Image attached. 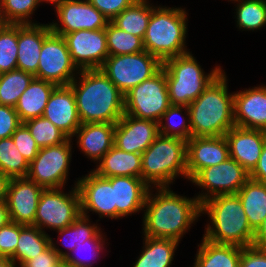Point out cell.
<instances>
[{
	"instance_id": "6da1fadb",
	"label": "cell",
	"mask_w": 266,
	"mask_h": 267,
	"mask_svg": "<svg viewBox=\"0 0 266 267\" xmlns=\"http://www.w3.org/2000/svg\"><path fill=\"white\" fill-rule=\"evenodd\" d=\"M171 187H150L141 219V234L181 243L184 235L200 221L201 203L195 195L187 197Z\"/></svg>"
},
{
	"instance_id": "7a4b0ae2",
	"label": "cell",
	"mask_w": 266,
	"mask_h": 267,
	"mask_svg": "<svg viewBox=\"0 0 266 267\" xmlns=\"http://www.w3.org/2000/svg\"><path fill=\"white\" fill-rule=\"evenodd\" d=\"M84 123H117L124 114V94L101 69L80 70L69 84Z\"/></svg>"
},
{
	"instance_id": "3957f363",
	"label": "cell",
	"mask_w": 266,
	"mask_h": 267,
	"mask_svg": "<svg viewBox=\"0 0 266 267\" xmlns=\"http://www.w3.org/2000/svg\"><path fill=\"white\" fill-rule=\"evenodd\" d=\"M225 70L188 106L192 137L225 136L234 124V92Z\"/></svg>"
},
{
	"instance_id": "277c9868",
	"label": "cell",
	"mask_w": 266,
	"mask_h": 267,
	"mask_svg": "<svg viewBox=\"0 0 266 267\" xmlns=\"http://www.w3.org/2000/svg\"><path fill=\"white\" fill-rule=\"evenodd\" d=\"M207 215L203 238L218 244L241 247L253 245L251 229L237 194H221L201 203V216ZM209 220V221H208Z\"/></svg>"
},
{
	"instance_id": "5b68a950",
	"label": "cell",
	"mask_w": 266,
	"mask_h": 267,
	"mask_svg": "<svg viewBox=\"0 0 266 267\" xmlns=\"http://www.w3.org/2000/svg\"><path fill=\"white\" fill-rule=\"evenodd\" d=\"M182 6L154 5L145 36L144 49L162 63L172 57L188 53V13Z\"/></svg>"
},
{
	"instance_id": "8992f818",
	"label": "cell",
	"mask_w": 266,
	"mask_h": 267,
	"mask_svg": "<svg viewBox=\"0 0 266 267\" xmlns=\"http://www.w3.org/2000/svg\"><path fill=\"white\" fill-rule=\"evenodd\" d=\"M187 141L158 135L141 154V178L150 187L173 186L175 180L187 181Z\"/></svg>"
},
{
	"instance_id": "52a82bcc",
	"label": "cell",
	"mask_w": 266,
	"mask_h": 267,
	"mask_svg": "<svg viewBox=\"0 0 266 267\" xmlns=\"http://www.w3.org/2000/svg\"><path fill=\"white\" fill-rule=\"evenodd\" d=\"M192 51L162 63L171 105L189 106L223 71L219 64L205 72Z\"/></svg>"
},
{
	"instance_id": "ba28073f",
	"label": "cell",
	"mask_w": 266,
	"mask_h": 267,
	"mask_svg": "<svg viewBox=\"0 0 266 267\" xmlns=\"http://www.w3.org/2000/svg\"><path fill=\"white\" fill-rule=\"evenodd\" d=\"M44 189L38 201L34 226L43 232L56 231L72 224L81 215L79 191L76 185Z\"/></svg>"
},
{
	"instance_id": "9c48e42d",
	"label": "cell",
	"mask_w": 266,
	"mask_h": 267,
	"mask_svg": "<svg viewBox=\"0 0 266 267\" xmlns=\"http://www.w3.org/2000/svg\"><path fill=\"white\" fill-rule=\"evenodd\" d=\"M163 67L124 95V114L158 123L170 106Z\"/></svg>"
},
{
	"instance_id": "30bf717a",
	"label": "cell",
	"mask_w": 266,
	"mask_h": 267,
	"mask_svg": "<svg viewBox=\"0 0 266 267\" xmlns=\"http://www.w3.org/2000/svg\"><path fill=\"white\" fill-rule=\"evenodd\" d=\"M72 145L71 138H67L63 143L40 148L29 164L27 178L44 189L65 187L70 180Z\"/></svg>"
},
{
	"instance_id": "8fae6325",
	"label": "cell",
	"mask_w": 266,
	"mask_h": 267,
	"mask_svg": "<svg viewBox=\"0 0 266 267\" xmlns=\"http://www.w3.org/2000/svg\"><path fill=\"white\" fill-rule=\"evenodd\" d=\"M161 68L162 62L144 50L134 54L109 55L100 69L125 95Z\"/></svg>"
},
{
	"instance_id": "7c38bea8",
	"label": "cell",
	"mask_w": 266,
	"mask_h": 267,
	"mask_svg": "<svg viewBox=\"0 0 266 267\" xmlns=\"http://www.w3.org/2000/svg\"><path fill=\"white\" fill-rule=\"evenodd\" d=\"M250 179V173L229 157L224 162L200 170L189 182L201 189L195 196L200 203L221 194H236Z\"/></svg>"
},
{
	"instance_id": "4fadbf2b",
	"label": "cell",
	"mask_w": 266,
	"mask_h": 267,
	"mask_svg": "<svg viewBox=\"0 0 266 267\" xmlns=\"http://www.w3.org/2000/svg\"><path fill=\"white\" fill-rule=\"evenodd\" d=\"M78 73L64 37L51 32L43 41L35 78L54 83L56 86H67Z\"/></svg>"
},
{
	"instance_id": "5bb4252c",
	"label": "cell",
	"mask_w": 266,
	"mask_h": 267,
	"mask_svg": "<svg viewBox=\"0 0 266 267\" xmlns=\"http://www.w3.org/2000/svg\"><path fill=\"white\" fill-rule=\"evenodd\" d=\"M54 11L56 19L49 24L51 31L61 36L84 29H104L109 22L88 0H62Z\"/></svg>"
},
{
	"instance_id": "9a60e30c",
	"label": "cell",
	"mask_w": 266,
	"mask_h": 267,
	"mask_svg": "<svg viewBox=\"0 0 266 267\" xmlns=\"http://www.w3.org/2000/svg\"><path fill=\"white\" fill-rule=\"evenodd\" d=\"M87 172L73 182L79 191L81 214L89 218L90 214H96L102 220L104 218L116 220V205H114L111 177H101L91 169Z\"/></svg>"
},
{
	"instance_id": "2e32d148",
	"label": "cell",
	"mask_w": 266,
	"mask_h": 267,
	"mask_svg": "<svg viewBox=\"0 0 266 267\" xmlns=\"http://www.w3.org/2000/svg\"><path fill=\"white\" fill-rule=\"evenodd\" d=\"M63 37L71 60L79 71L100 69L109 56L105 28L78 30Z\"/></svg>"
},
{
	"instance_id": "e0dca14e",
	"label": "cell",
	"mask_w": 266,
	"mask_h": 267,
	"mask_svg": "<svg viewBox=\"0 0 266 267\" xmlns=\"http://www.w3.org/2000/svg\"><path fill=\"white\" fill-rule=\"evenodd\" d=\"M44 188L27 177L10 178L6 203L12 222L33 225L38 201Z\"/></svg>"
},
{
	"instance_id": "ac0fdd59",
	"label": "cell",
	"mask_w": 266,
	"mask_h": 267,
	"mask_svg": "<svg viewBox=\"0 0 266 267\" xmlns=\"http://www.w3.org/2000/svg\"><path fill=\"white\" fill-rule=\"evenodd\" d=\"M158 135L157 122L123 114L115 126L114 146L128 153L142 154Z\"/></svg>"
},
{
	"instance_id": "d6986e66",
	"label": "cell",
	"mask_w": 266,
	"mask_h": 267,
	"mask_svg": "<svg viewBox=\"0 0 266 267\" xmlns=\"http://www.w3.org/2000/svg\"><path fill=\"white\" fill-rule=\"evenodd\" d=\"M187 181L200 170L218 165L229 158L225 136L191 137L187 141Z\"/></svg>"
},
{
	"instance_id": "ffe728a7",
	"label": "cell",
	"mask_w": 266,
	"mask_h": 267,
	"mask_svg": "<svg viewBox=\"0 0 266 267\" xmlns=\"http://www.w3.org/2000/svg\"><path fill=\"white\" fill-rule=\"evenodd\" d=\"M234 124L266 131V84L234 91Z\"/></svg>"
},
{
	"instance_id": "44dd1931",
	"label": "cell",
	"mask_w": 266,
	"mask_h": 267,
	"mask_svg": "<svg viewBox=\"0 0 266 267\" xmlns=\"http://www.w3.org/2000/svg\"><path fill=\"white\" fill-rule=\"evenodd\" d=\"M225 138L229 145V157L251 173L266 142V131L234 126L225 134Z\"/></svg>"
},
{
	"instance_id": "7402d4cb",
	"label": "cell",
	"mask_w": 266,
	"mask_h": 267,
	"mask_svg": "<svg viewBox=\"0 0 266 267\" xmlns=\"http://www.w3.org/2000/svg\"><path fill=\"white\" fill-rule=\"evenodd\" d=\"M111 185L116 205V220L143 214L150 186L141 177L113 176Z\"/></svg>"
},
{
	"instance_id": "603a6c76",
	"label": "cell",
	"mask_w": 266,
	"mask_h": 267,
	"mask_svg": "<svg viewBox=\"0 0 266 267\" xmlns=\"http://www.w3.org/2000/svg\"><path fill=\"white\" fill-rule=\"evenodd\" d=\"M43 117L50 120L68 138H72L82 123L78 116L74 92L70 85L57 86L52 91Z\"/></svg>"
},
{
	"instance_id": "cb8c5ba5",
	"label": "cell",
	"mask_w": 266,
	"mask_h": 267,
	"mask_svg": "<svg viewBox=\"0 0 266 267\" xmlns=\"http://www.w3.org/2000/svg\"><path fill=\"white\" fill-rule=\"evenodd\" d=\"M115 126V123H84L71 140L84 157L96 164L114 146Z\"/></svg>"
},
{
	"instance_id": "d4e9b609",
	"label": "cell",
	"mask_w": 266,
	"mask_h": 267,
	"mask_svg": "<svg viewBox=\"0 0 266 267\" xmlns=\"http://www.w3.org/2000/svg\"><path fill=\"white\" fill-rule=\"evenodd\" d=\"M51 32L49 22L18 24L17 69L37 73L43 41Z\"/></svg>"
},
{
	"instance_id": "484cf974",
	"label": "cell",
	"mask_w": 266,
	"mask_h": 267,
	"mask_svg": "<svg viewBox=\"0 0 266 267\" xmlns=\"http://www.w3.org/2000/svg\"><path fill=\"white\" fill-rule=\"evenodd\" d=\"M95 221L96 223L93 220L91 221V217L89 218L81 214L69 226L55 231L58 238L53 240V237H51L50 244L61 259H66L76 245L93 239L101 231L102 228L97 223L101 220ZM60 244L61 247H59ZM62 247L65 249L63 250Z\"/></svg>"
},
{
	"instance_id": "4316f807",
	"label": "cell",
	"mask_w": 266,
	"mask_h": 267,
	"mask_svg": "<svg viewBox=\"0 0 266 267\" xmlns=\"http://www.w3.org/2000/svg\"><path fill=\"white\" fill-rule=\"evenodd\" d=\"M95 167L91 170L104 178L113 176L141 177V154L128 153L113 146L95 164Z\"/></svg>"
},
{
	"instance_id": "83f0119b",
	"label": "cell",
	"mask_w": 266,
	"mask_h": 267,
	"mask_svg": "<svg viewBox=\"0 0 266 267\" xmlns=\"http://www.w3.org/2000/svg\"><path fill=\"white\" fill-rule=\"evenodd\" d=\"M197 247L192 267H239L240 265L241 246L213 243L202 237Z\"/></svg>"
},
{
	"instance_id": "f1b7e54d",
	"label": "cell",
	"mask_w": 266,
	"mask_h": 267,
	"mask_svg": "<svg viewBox=\"0 0 266 267\" xmlns=\"http://www.w3.org/2000/svg\"><path fill=\"white\" fill-rule=\"evenodd\" d=\"M56 87L54 83L45 80L37 78L32 80L15 106L22 123L43 116L47 102Z\"/></svg>"
},
{
	"instance_id": "f546056e",
	"label": "cell",
	"mask_w": 266,
	"mask_h": 267,
	"mask_svg": "<svg viewBox=\"0 0 266 267\" xmlns=\"http://www.w3.org/2000/svg\"><path fill=\"white\" fill-rule=\"evenodd\" d=\"M143 238V246L132 267H171L179 243L173 239ZM141 253V254H140Z\"/></svg>"
},
{
	"instance_id": "4dcf8cb0",
	"label": "cell",
	"mask_w": 266,
	"mask_h": 267,
	"mask_svg": "<svg viewBox=\"0 0 266 267\" xmlns=\"http://www.w3.org/2000/svg\"><path fill=\"white\" fill-rule=\"evenodd\" d=\"M236 194L255 232L266 217V184L250 178Z\"/></svg>"
},
{
	"instance_id": "1f68e13d",
	"label": "cell",
	"mask_w": 266,
	"mask_h": 267,
	"mask_svg": "<svg viewBox=\"0 0 266 267\" xmlns=\"http://www.w3.org/2000/svg\"><path fill=\"white\" fill-rule=\"evenodd\" d=\"M51 236L36 226L20 224L16 250L10 258L20 267L25 261L44 251L50 245Z\"/></svg>"
},
{
	"instance_id": "d6a6232c",
	"label": "cell",
	"mask_w": 266,
	"mask_h": 267,
	"mask_svg": "<svg viewBox=\"0 0 266 267\" xmlns=\"http://www.w3.org/2000/svg\"><path fill=\"white\" fill-rule=\"evenodd\" d=\"M153 12L152 0H136L111 22L125 32L144 38L149 19Z\"/></svg>"
},
{
	"instance_id": "836d02e7",
	"label": "cell",
	"mask_w": 266,
	"mask_h": 267,
	"mask_svg": "<svg viewBox=\"0 0 266 267\" xmlns=\"http://www.w3.org/2000/svg\"><path fill=\"white\" fill-rule=\"evenodd\" d=\"M237 31L257 32L266 28V0H232Z\"/></svg>"
},
{
	"instance_id": "e575fe53",
	"label": "cell",
	"mask_w": 266,
	"mask_h": 267,
	"mask_svg": "<svg viewBox=\"0 0 266 267\" xmlns=\"http://www.w3.org/2000/svg\"><path fill=\"white\" fill-rule=\"evenodd\" d=\"M160 135L188 141L192 137L188 106L170 105L158 121Z\"/></svg>"
},
{
	"instance_id": "d590c367",
	"label": "cell",
	"mask_w": 266,
	"mask_h": 267,
	"mask_svg": "<svg viewBox=\"0 0 266 267\" xmlns=\"http://www.w3.org/2000/svg\"><path fill=\"white\" fill-rule=\"evenodd\" d=\"M105 233L104 229H102L93 239L76 245L65 259L66 262L71 267H93L95 263H98L96 259L101 260V257L104 256L103 253L107 251L109 242H106L108 238H106L107 235Z\"/></svg>"
},
{
	"instance_id": "8d00e7d4",
	"label": "cell",
	"mask_w": 266,
	"mask_h": 267,
	"mask_svg": "<svg viewBox=\"0 0 266 267\" xmlns=\"http://www.w3.org/2000/svg\"><path fill=\"white\" fill-rule=\"evenodd\" d=\"M34 78L33 74L19 69L1 73L0 104L15 108L21 94Z\"/></svg>"
},
{
	"instance_id": "74e56055",
	"label": "cell",
	"mask_w": 266,
	"mask_h": 267,
	"mask_svg": "<svg viewBox=\"0 0 266 267\" xmlns=\"http://www.w3.org/2000/svg\"><path fill=\"white\" fill-rule=\"evenodd\" d=\"M29 163L19 152L12 137L0 139V172L9 178L27 177Z\"/></svg>"
},
{
	"instance_id": "f35d334b",
	"label": "cell",
	"mask_w": 266,
	"mask_h": 267,
	"mask_svg": "<svg viewBox=\"0 0 266 267\" xmlns=\"http://www.w3.org/2000/svg\"><path fill=\"white\" fill-rule=\"evenodd\" d=\"M105 32L109 55L134 54L145 50L142 38L125 32L111 21L108 22Z\"/></svg>"
},
{
	"instance_id": "ab89813d",
	"label": "cell",
	"mask_w": 266,
	"mask_h": 267,
	"mask_svg": "<svg viewBox=\"0 0 266 267\" xmlns=\"http://www.w3.org/2000/svg\"><path fill=\"white\" fill-rule=\"evenodd\" d=\"M41 5L39 0H0V13L9 24H37L32 15Z\"/></svg>"
},
{
	"instance_id": "60d3db41",
	"label": "cell",
	"mask_w": 266,
	"mask_h": 267,
	"mask_svg": "<svg viewBox=\"0 0 266 267\" xmlns=\"http://www.w3.org/2000/svg\"><path fill=\"white\" fill-rule=\"evenodd\" d=\"M39 148L63 143L68 137L50 120L41 116L24 122Z\"/></svg>"
},
{
	"instance_id": "b9f144b4",
	"label": "cell",
	"mask_w": 266,
	"mask_h": 267,
	"mask_svg": "<svg viewBox=\"0 0 266 267\" xmlns=\"http://www.w3.org/2000/svg\"><path fill=\"white\" fill-rule=\"evenodd\" d=\"M18 24H8L0 32V74L17 69Z\"/></svg>"
},
{
	"instance_id": "7bdbcfd3",
	"label": "cell",
	"mask_w": 266,
	"mask_h": 267,
	"mask_svg": "<svg viewBox=\"0 0 266 267\" xmlns=\"http://www.w3.org/2000/svg\"><path fill=\"white\" fill-rule=\"evenodd\" d=\"M19 152L30 164L38 154L40 148L33 139L27 126L22 123L11 136Z\"/></svg>"
},
{
	"instance_id": "ee69618b",
	"label": "cell",
	"mask_w": 266,
	"mask_h": 267,
	"mask_svg": "<svg viewBox=\"0 0 266 267\" xmlns=\"http://www.w3.org/2000/svg\"><path fill=\"white\" fill-rule=\"evenodd\" d=\"M20 224L10 221L0 229V255L10 258L16 250Z\"/></svg>"
},
{
	"instance_id": "f6af8a7d",
	"label": "cell",
	"mask_w": 266,
	"mask_h": 267,
	"mask_svg": "<svg viewBox=\"0 0 266 267\" xmlns=\"http://www.w3.org/2000/svg\"><path fill=\"white\" fill-rule=\"evenodd\" d=\"M21 124L14 107L0 104V139L10 138Z\"/></svg>"
},
{
	"instance_id": "bcb514c9",
	"label": "cell",
	"mask_w": 266,
	"mask_h": 267,
	"mask_svg": "<svg viewBox=\"0 0 266 267\" xmlns=\"http://www.w3.org/2000/svg\"><path fill=\"white\" fill-rule=\"evenodd\" d=\"M109 21H112L124 9L131 6L136 0H88Z\"/></svg>"
},
{
	"instance_id": "7dc6e473",
	"label": "cell",
	"mask_w": 266,
	"mask_h": 267,
	"mask_svg": "<svg viewBox=\"0 0 266 267\" xmlns=\"http://www.w3.org/2000/svg\"><path fill=\"white\" fill-rule=\"evenodd\" d=\"M239 267H266V249L254 245L242 247Z\"/></svg>"
},
{
	"instance_id": "c3c4849f",
	"label": "cell",
	"mask_w": 266,
	"mask_h": 267,
	"mask_svg": "<svg viewBox=\"0 0 266 267\" xmlns=\"http://www.w3.org/2000/svg\"><path fill=\"white\" fill-rule=\"evenodd\" d=\"M60 259L50 244L44 251L25 261L20 267H53Z\"/></svg>"
},
{
	"instance_id": "681fc988",
	"label": "cell",
	"mask_w": 266,
	"mask_h": 267,
	"mask_svg": "<svg viewBox=\"0 0 266 267\" xmlns=\"http://www.w3.org/2000/svg\"><path fill=\"white\" fill-rule=\"evenodd\" d=\"M250 178L266 184V142L262 153L254 170L250 173Z\"/></svg>"
},
{
	"instance_id": "f907efd6",
	"label": "cell",
	"mask_w": 266,
	"mask_h": 267,
	"mask_svg": "<svg viewBox=\"0 0 266 267\" xmlns=\"http://www.w3.org/2000/svg\"><path fill=\"white\" fill-rule=\"evenodd\" d=\"M253 245L259 248L266 249V217L261 225L254 232Z\"/></svg>"
},
{
	"instance_id": "816d5d0a",
	"label": "cell",
	"mask_w": 266,
	"mask_h": 267,
	"mask_svg": "<svg viewBox=\"0 0 266 267\" xmlns=\"http://www.w3.org/2000/svg\"><path fill=\"white\" fill-rule=\"evenodd\" d=\"M11 221L7 203L0 202V229Z\"/></svg>"
},
{
	"instance_id": "f5cc1de1",
	"label": "cell",
	"mask_w": 266,
	"mask_h": 267,
	"mask_svg": "<svg viewBox=\"0 0 266 267\" xmlns=\"http://www.w3.org/2000/svg\"><path fill=\"white\" fill-rule=\"evenodd\" d=\"M10 178L0 172V202H5Z\"/></svg>"
},
{
	"instance_id": "db71d44e",
	"label": "cell",
	"mask_w": 266,
	"mask_h": 267,
	"mask_svg": "<svg viewBox=\"0 0 266 267\" xmlns=\"http://www.w3.org/2000/svg\"><path fill=\"white\" fill-rule=\"evenodd\" d=\"M0 267H17L11 258L1 256L0 257Z\"/></svg>"
},
{
	"instance_id": "11a10c76",
	"label": "cell",
	"mask_w": 266,
	"mask_h": 267,
	"mask_svg": "<svg viewBox=\"0 0 266 267\" xmlns=\"http://www.w3.org/2000/svg\"><path fill=\"white\" fill-rule=\"evenodd\" d=\"M9 23L6 21L4 16L0 13V32L8 25Z\"/></svg>"
},
{
	"instance_id": "9f6ffc18",
	"label": "cell",
	"mask_w": 266,
	"mask_h": 267,
	"mask_svg": "<svg viewBox=\"0 0 266 267\" xmlns=\"http://www.w3.org/2000/svg\"><path fill=\"white\" fill-rule=\"evenodd\" d=\"M53 267H71L65 259H60Z\"/></svg>"
},
{
	"instance_id": "6f0895ef",
	"label": "cell",
	"mask_w": 266,
	"mask_h": 267,
	"mask_svg": "<svg viewBox=\"0 0 266 267\" xmlns=\"http://www.w3.org/2000/svg\"><path fill=\"white\" fill-rule=\"evenodd\" d=\"M42 4L45 5L48 4V5H51V6H55L56 4H58L59 2H61L62 0H39ZM45 2V3H44ZM51 3V4H50Z\"/></svg>"
}]
</instances>
